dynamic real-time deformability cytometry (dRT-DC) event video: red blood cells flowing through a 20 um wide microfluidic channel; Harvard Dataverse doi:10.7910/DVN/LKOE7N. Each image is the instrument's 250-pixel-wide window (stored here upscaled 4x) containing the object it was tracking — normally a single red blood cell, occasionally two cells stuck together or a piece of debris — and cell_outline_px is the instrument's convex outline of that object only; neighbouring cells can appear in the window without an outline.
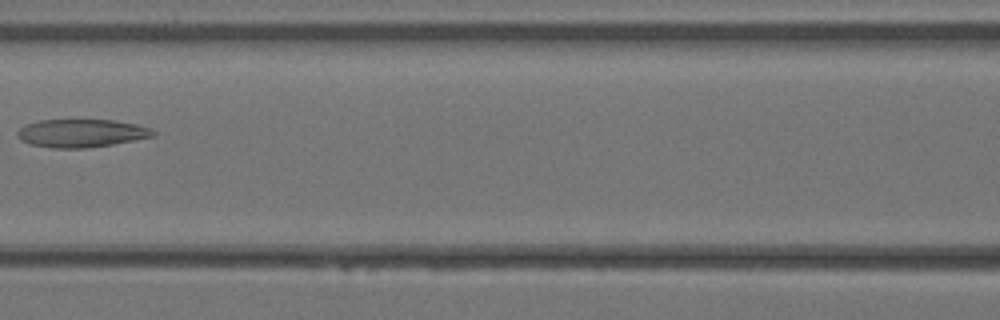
{"species": "Egyptian fruit bat (a non-hibernating species)", "species_latin": "Rousettus aegyptiacus", "temperature_condition": "warm", "stored_images_in_passage": 26, "camera_frame_rate_fps": 3000, "um_per_image_px": 0.085, "animal": {"sex": "female"}, "frame": {"image": 1, "passage_image": 9, "time_ms": 2.667, "image_size_px": [1000, 320], "cell_outline_px": [[156, 136], [112, 144], [88, 148], [52, 148], [32, 144], [20, 140], [16, 136], [16, 132], [24, 124], [40, 120], [116, 120], [136, 124], [152, 128], [156, 132]], "centroid_in_image_um": [6.92, 11.32], "position_along_channel_um": 159.7, "area_um2": 22.37}}
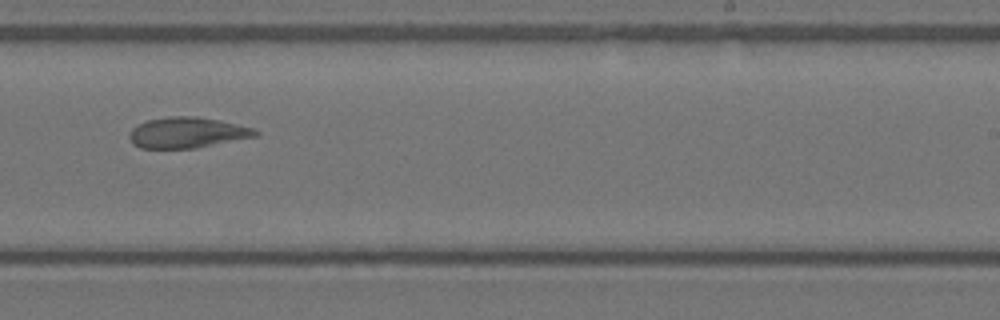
{"frame": {"image": 2, "passage_image": 15, "time_ms": 4.667, "image_size_px": [1000, 320], "cell_outline_px": [[260, 132], [256, 136], [196, 148], [140, 148], [132, 144], [128, 136], [132, 128], [148, 120], [168, 116], [196, 116], [220, 120], [252, 128]], "centroid_in_image_um": [15.88, 11.27], "position_along_channel_um": 273.1, "area_um2": 22.48}}
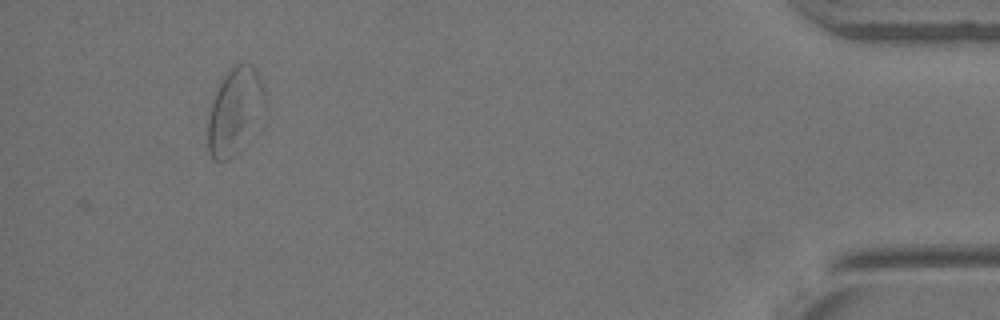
{"frame": {"image": 3, "passage_image": 26, "time_ms": 8.333, "image_size_px": [1000, 320], "cell_outline_px": [[268, 112], [232, 156], [228, 160], [212, 160], [208, 152], [208, 120], [212, 104], [216, 92], [220, 84], [232, 64], [252, 64], [256, 68], [264, 88], [268, 108]], "centroid_in_image_um": [20.02, 9.42], "position_along_channel_um": 415.2, "area_um2": 28.9}}